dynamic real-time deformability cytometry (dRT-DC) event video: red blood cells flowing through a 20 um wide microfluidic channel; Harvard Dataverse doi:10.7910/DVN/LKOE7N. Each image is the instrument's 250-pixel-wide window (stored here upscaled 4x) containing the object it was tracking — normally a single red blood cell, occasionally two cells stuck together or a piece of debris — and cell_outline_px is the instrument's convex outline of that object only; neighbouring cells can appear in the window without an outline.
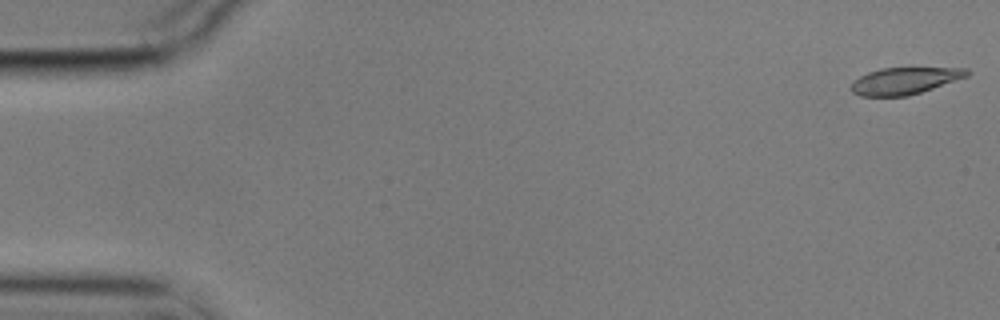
{"species": "common noctule bat (a hibernating species)", "species_latin": "Nyctalus noctula", "temperature_condition": "cold", "stored_images_in_passage": 57, "camera_frame_rate_fps": 3000, "um_per_image_px": 0.085, "animal": {"sex": "male", "body_mass_g": 17.9}, "frame": {"image": 1, "passage_image": 1, "time_ms": 0.0, "image_size_px": [1000, 320], "cell_outline_px": [[972, 72], [968, 76], [908, 96], [860, 96], [852, 92], [852, 84], [860, 76], [868, 72], [880, 68], [968, 68]], "centroid_in_image_um": [76.92, 6.86], "position_along_channel_um": 8.1, "area_um2": 17.92}}
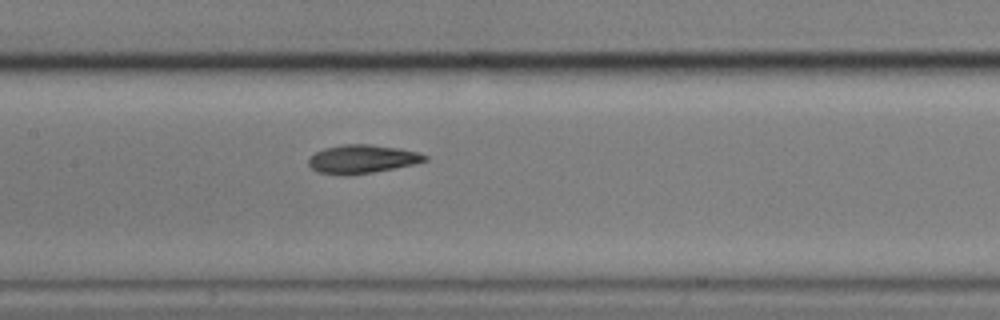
{"frame": {"image": 2, "passage_image": 27, "time_ms": 8.667, "image_size_px": [1000, 320], "cell_outline_px": [[428, 160], [412, 164], [372, 172], [348, 176], [344, 176], [316, 172], [308, 164], [308, 156], [324, 148], [340, 144], [368, 144], [400, 148], [416, 152], [428, 156]], "centroid_in_image_um": [30.71, 13.52], "position_along_channel_um": 176.7, "area_um2": 19.42}}
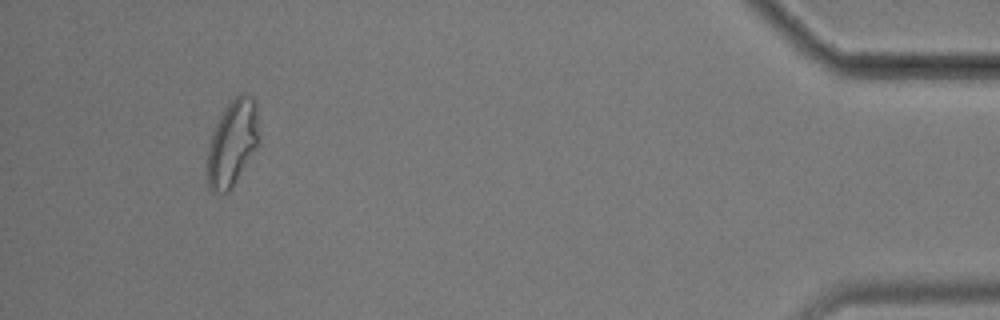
{"frame": {"image": 3, "passage_image": 53, "time_ms": 17.333, "image_size_px": [1000, 320], "cell_outline_px": [[260, 144], [228, 192], [220, 196], [208, 188], [208, 148], [216, 124], [224, 108], [240, 92], [244, 92], [252, 96], [256, 104], [260, 136]], "centroid_in_image_um": [19.79, 12.15], "position_along_channel_um": 415.4, "area_um2": 26.13}, "authors_computed_cell_mechanics": {"area_um2": 19.8832, "velocity_mm_per_s": 3.5133, "shape_relaxation_time_tau1_ms": 9.9243, "shape_relaxation_time_tau2_ms": 2.6411, "deformation_change_tau1": 0.1969, "deformation_change_tau2": 0.089}}